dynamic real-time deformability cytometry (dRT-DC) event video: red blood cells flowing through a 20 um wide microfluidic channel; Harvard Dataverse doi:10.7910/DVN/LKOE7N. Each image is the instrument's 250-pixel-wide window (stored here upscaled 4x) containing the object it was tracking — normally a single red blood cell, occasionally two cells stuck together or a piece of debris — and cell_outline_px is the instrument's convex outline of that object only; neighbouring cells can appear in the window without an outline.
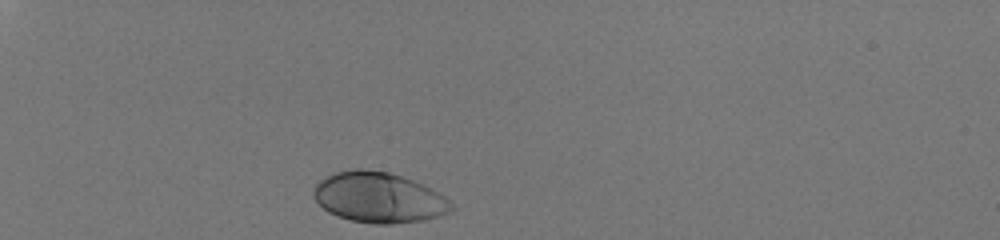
{"species": "human", "species_latin": "Homo sapiens", "temperature_condition": "room temperature", "stored_images_in_passage": 30, "camera_frame_rate_fps": 3000, "um_per_image_px": 0.085, "donor": {"sex": "male"}, "frame": {"image": 1, "passage_image": 1, "time_ms": 0.0, "image_size_px": [1000, 240], "cell_outline_px": [[456, 208], [452, 212], [424, 220], [392, 224], [372, 224], [352, 220], [328, 212], [312, 196], [312, 192], [316, 184], [320, 180], [336, 172], [356, 168], [364, 168], [388, 172], [412, 180], [444, 196]], "centroid_in_image_um": [32.19, 16.79], "position_along_channel_um": 52.8, "area_um2": 40.29}}
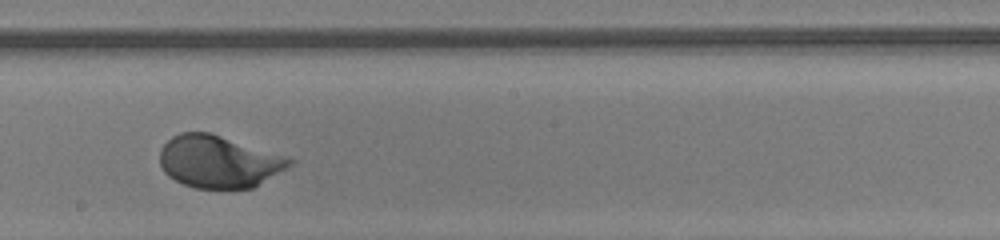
{"frame": {"image": 2, "passage_image": 18, "time_ms": 5.667, "image_size_px": [1000, 240], "cell_outline_px": [[296, 160], [292, 164], [252, 188], [196, 188], [184, 184], [168, 176], [164, 172], [160, 164], [160, 148], [172, 136], [180, 132], [208, 132]], "centroid_in_image_um": [18.53, 13.74], "position_along_channel_um": 229.7, "area_um2": 38.84}}
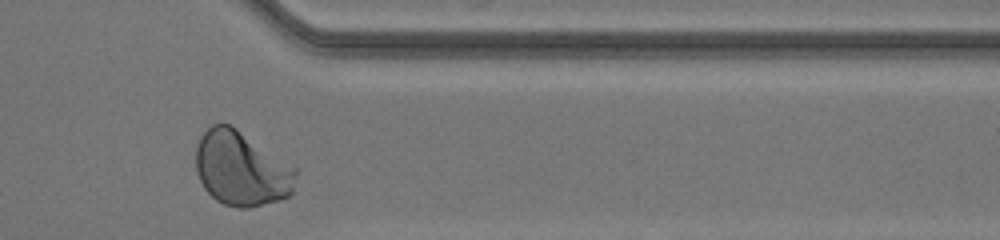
{"frame": {"image": 3, "passage_image": 30, "time_ms": 9.667, "image_size_px": [1000, 240], "cell_outline_px": [[296, 172], [292, 192], [288, 196], [280, 200], [248, 208], [240, 208], [224, 204], [216, 200], [204, 188], [196, 172], [196, 148], [200, 136], [212, 124], [228, 124], [236, 128], [296, 168]], "centroid_in_image_um": [20.49, 14.35], "position_along_channel_um": 390.9, "area_um2": 43.06}, "authors_computed_cell_mechanics": {"area_um2": 39.7953, "velocity_mm_per_s": 4.0441, "shape_relaxation_time_tau1_ms": 2.1117, "shape_relaxation_time_tau2_ms": null, "deformation_change_tau1": 0.1611, "deformation_change_tau2": null}}